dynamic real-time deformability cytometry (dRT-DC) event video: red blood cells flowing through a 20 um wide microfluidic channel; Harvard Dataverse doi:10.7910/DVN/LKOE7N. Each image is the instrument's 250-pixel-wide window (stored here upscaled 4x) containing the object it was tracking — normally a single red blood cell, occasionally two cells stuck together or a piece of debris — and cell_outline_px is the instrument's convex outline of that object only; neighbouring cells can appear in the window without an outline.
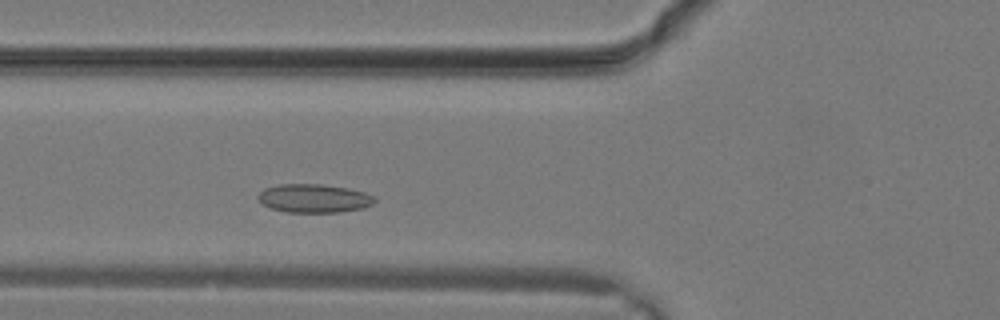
{"species": "common noctule bat (a hibernating species)", "species_latin": "Nyctalus noctula", "temperature_condition": "warm", "stored_images_in_passage": 5, "camera_frame_rate_fps": 3000, "um_per_image_px": 0.085, "animal": {"sex": "male", "body_mass_g": 19.2, "forearm_length_mm": 51.8}, "frame": {"image": 1, "passage_image": 5, "time_ms": 1.333, "image_size_px": [1000, 320], "cell_outline_px": [[376, 200], [372, 204], [360, 208], [340, 212], [284, 212], [272, 208], [264, 204], [256, 196], [264, 188], [280, 184], [320, 184], [348, 188], [364, 192], [372, 196]], "centroid_in_image_um": [26.66, 16.85], "position_along_channel_um": 99.1, "area_um2": 19.19}}